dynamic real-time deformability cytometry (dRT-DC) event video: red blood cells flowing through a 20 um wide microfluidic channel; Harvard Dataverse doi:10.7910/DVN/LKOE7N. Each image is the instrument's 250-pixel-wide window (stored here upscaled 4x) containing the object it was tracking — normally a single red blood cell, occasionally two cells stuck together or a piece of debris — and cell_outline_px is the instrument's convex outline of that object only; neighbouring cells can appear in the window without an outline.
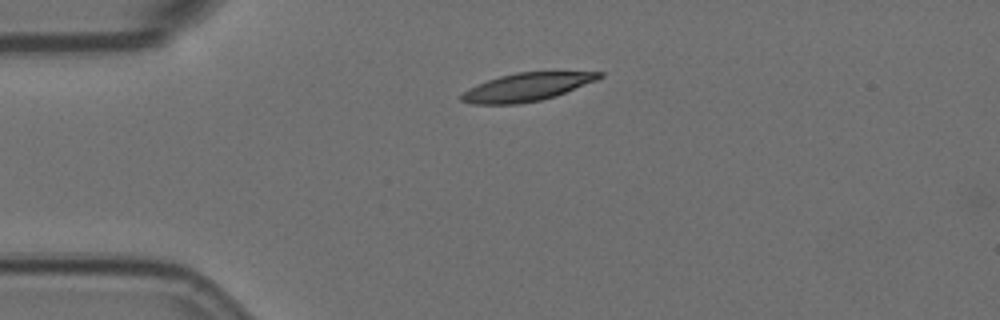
{"species": "Egyptian fruit bat (a non-hibernating species)", "species_latin": "Rousettus aegyptiacus", "temperature_condition": "room temperature", "stored_images_in_passage": 45, "camera_frame_rate_fps": 3000, "um_per_image_px": 0.085, "animal": {"sex": "female"}, "frame": {"image": 1, "passage_image": 1, "time_ms": 0.0, "image_size_px": [1000, 320], "cell_outline_px": [[604, 76], [596, 80], [556, 96], [540, 100], [520, 104], [472, 104], [460, 100], [460, 96], [468, 88], [476, 84], [500, 76], [516, 72], [604, 72]], "centroid_in_image_um": [44.75, 7.4], "position_along_channel_um": 40.2, "area_um2": 22.43}}
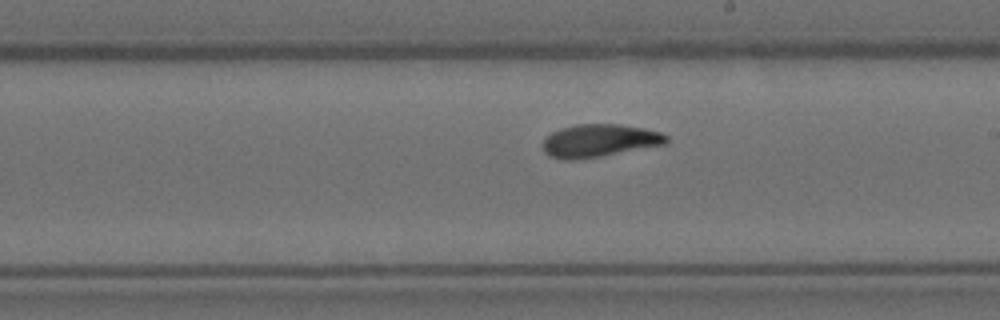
{"frame": {"image": 2, "passage_image": 20, "time_ms": 6.333, "image_size_px": [1000, 320], "cell_outline_px": [[668, 140], [664, 144], [596, 156], [572, 160], [564, 160], [552, 156], [544, 152], [544, 136], [552, 132], [576, 124], [620, 124], [644, 128], [660, 132], [668, 136]], "centroid_in_image_um": [50.93, 11.93], "position_along_channel_um": 238.1, "area_um2": 23.06}}
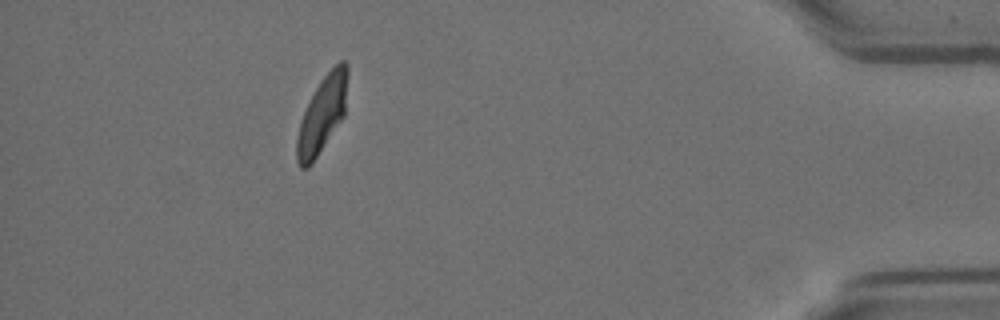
{"frame": {"image": 3, "passage_image": 39, "time_ms": 12.667, "image_size_px": [1000, 320], "cell_outline_px": [[348, 72], [344, 116], [312, 164], [308, 168], [300, 168], [296, 160], [296, 140], [300, 120], [320, 80], [340, 60], [344, 60], [348, 64]], "centroid_in_image_um": [27.38, 9.75], "position_along_channel_um": 407.8, "area_um2": 22.48}, "authors_computed_cell_mechanics": {"area_um2": 23.0622, "velocity_mm_per_s": 3.5497, "shape_relaxation_time_tau1_ms": 7.0405, "shape_relaxation_time_tau2_ms": 2.1482, "deformation_change_tau1": 0.1957, "deformation_change_tau2": 0.0632}}